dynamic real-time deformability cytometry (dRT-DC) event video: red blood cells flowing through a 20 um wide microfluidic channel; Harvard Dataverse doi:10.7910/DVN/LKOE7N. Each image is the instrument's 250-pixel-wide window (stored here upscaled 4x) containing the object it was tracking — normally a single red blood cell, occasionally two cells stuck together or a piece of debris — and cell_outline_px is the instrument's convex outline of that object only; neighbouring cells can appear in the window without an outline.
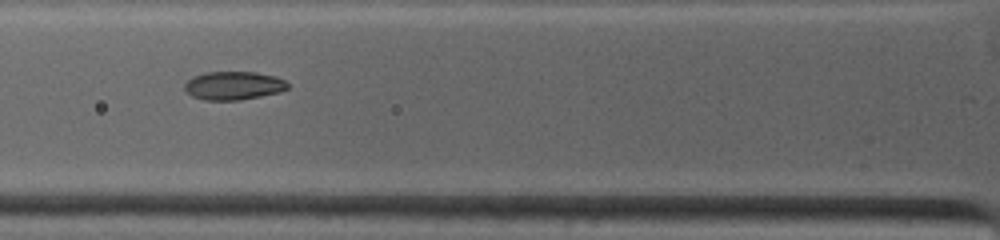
{"species": "common noctule bat (a hibernating species)", "species_latin": "Nyctalus noctula", "temperature_condition": "warm", "stored_images_in_passage": 14, "camera_frame_rate_fps": 4500, "um_per_image_px": 0.085, "animal": {"sex": "female", "body_mass_g": 19.0, "forearm_length_mm": 53.3}, "frame": {"image": 1, "passage_image": 4, "time_ms": 3.333, "image_size_px": [1000, 240], "cell_outline_px": [[288, 88], [280, 92], [240, 100], [204, 100], [192, 96], [184, 92], [184, 84], [192, 76], [204, 72], [256, 72], [276, 76], [284, 80], [288, 84]], "centroid_in_image_um": [19.81, 7.27], "position_along_channel_um": 106.0, "area_um2": 17.22}}
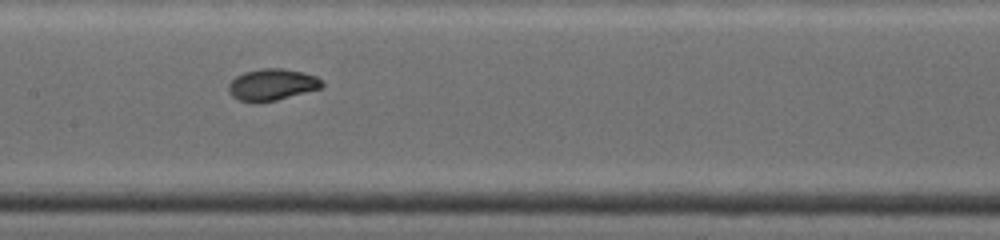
{"frame": {"image": 2, "passage_image": 7, "time_ms": 5.333, "image_size_px": [1000, 240], "cell_outline_px": [[324, 88], [276, 100], [256, 104], [236, 100], [228, 92], [228, 84], [236, 76], [244, 72], [260, 68], [284, 68], [304, 72], [316, 76], [324, 80]], "centroid_in_image_um": [23.14, 7.21], "position_along_channel_um": 184.3, "area_um2": 17.8}}
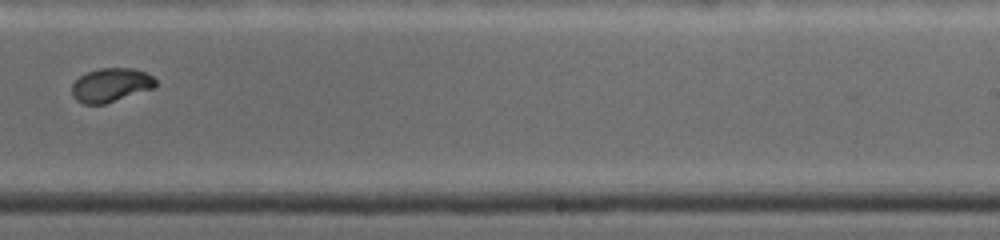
{"frame": {"image": 3, "passage_image": 12, "time_ms": 7.778, "image_size_px": [1000, 240], "cell_outline_px": [[156, 84], [152, 88], [104, 104], [84, 104], [76, 100], [72, 96], [72, 84], [80, 76], [88, 72], [100, 68], [132, 68], [144, 72], [152, 76], [156, 80]], "centroid_in_image_um": [9.39, 7.22], "position_along_channel_um": 279.6, "area_um2": 16.24}}